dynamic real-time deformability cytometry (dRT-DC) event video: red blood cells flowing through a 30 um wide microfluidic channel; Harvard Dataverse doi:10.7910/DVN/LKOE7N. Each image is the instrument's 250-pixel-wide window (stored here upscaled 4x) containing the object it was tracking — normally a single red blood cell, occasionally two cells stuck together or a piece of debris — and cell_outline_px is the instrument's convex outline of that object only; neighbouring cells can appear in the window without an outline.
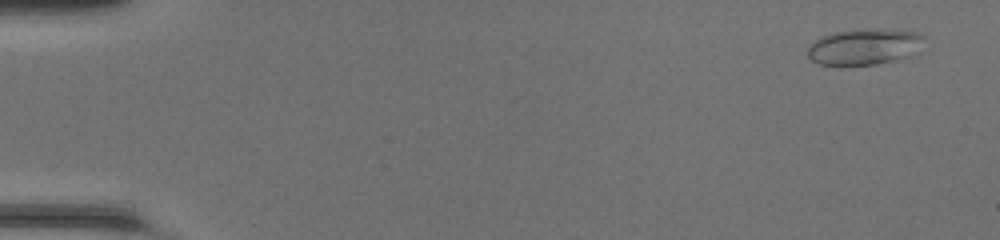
{"species": "common noctule bat (a hibernating species)", "species_latin": "Nyctalus noctula", "temperature_condition": "room temperature", "stored_images_in_passage": 49, "camera_frame_rate_fps": 3000, "um_per_image_px": 0.085, "animal": {"sex": "female", "body_mass_g": 20.0, "forearm_length_mm": 54.0}, "frame": {"image": 1, "passage_image": 3, "time_ms": 0.667, "image_size_px": [1000, 240], "cell_outline_px": [[928, 36], [912, 56], [896, 60], [876, 64], [840, 68], [820, 64], [812, 60], [808, 56], [808, 44], [820, 36], [836, 32], [868, 28], [880, 28], [920, 32]], "centroid_in_image_um": [73.47, 3.99], "position_along_channel_um": 11.5, "area_um2": 25.55}}
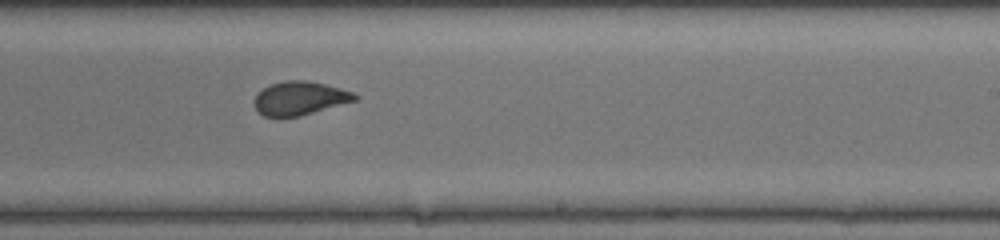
{"frame": {"image": 2, "passage_image": 31, "time_ms": 10.0, "image_size_px": [1000, 240], "cell_outline_px": [[360, 96], [356, 100], [300, 116], [280, 120], [264, 116], [256, 112], [252, 100], [268, 84], [284, 80], [304, 80], [324, 84], [340, 88], [352, 92]], "centroid_in_image_um": [25.4, 8.39], "position_along_channel_um": 263.6, "area_um2": 20.17}}
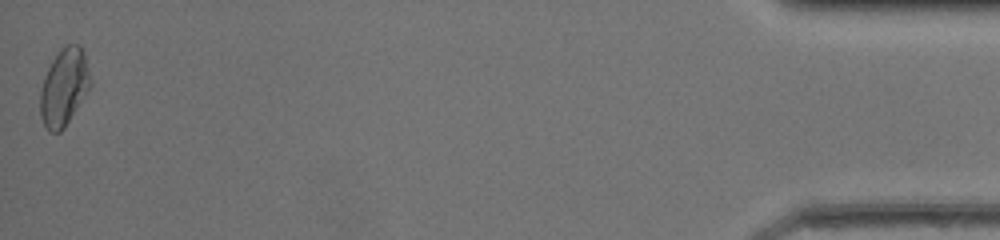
{"frame": {"image": 3, "passage_image": 49, "time_ms": 16.0, "image_size_px": [1000, 240], "cell_outline_px": [[92, 84], [64, 128], [60, 132], [48, 132], [40, 116], [40, 92], [44, 76], [52, 60], [60, 48], [68, 44], [80, 44], [84, 52], [92, 80]], "centroid_in_image_um": [5.45, 7.39], "position_along_channel_um": 429.8, "area_um2": 22.66}}